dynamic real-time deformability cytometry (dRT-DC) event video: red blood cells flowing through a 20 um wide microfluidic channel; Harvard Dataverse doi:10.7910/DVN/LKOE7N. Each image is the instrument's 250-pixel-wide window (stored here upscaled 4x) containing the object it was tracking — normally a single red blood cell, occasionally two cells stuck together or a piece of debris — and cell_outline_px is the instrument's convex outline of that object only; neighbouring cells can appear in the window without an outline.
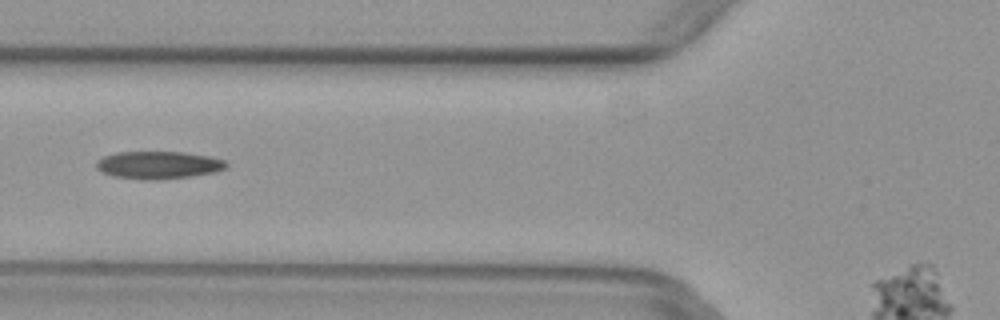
{"species": "common noctule bat (a hibernating species)", "species_latin": "Nyctalus noctula", "temperature_condition": "warm", "stored_images_in_passage": 5, "camera_frame_rate_fps": 3000, "um_per_image_px": 0.085, "animal": {"sex": "female", "body_mass_g": 29.2, "forearm_length_mm": 56.3}, "frame": {"image": 1, "passage_image": 5, "time_ms": 1.333, "image_size_px": [1000, 320], "cell_outline_px": [[228, 164], [224, 168], [216, 172], [192, 176], [160, 180], [140, 180], [112, 176], [100, 172], [96, 168], [96, 160], [104, 156], [116, 152], [184, 152], [212, 156], [224, 160]], "centroid_in_image_um": [13.44, 14.03], "position_along_channel_um": 112.4, "area_um2": 21.27}}